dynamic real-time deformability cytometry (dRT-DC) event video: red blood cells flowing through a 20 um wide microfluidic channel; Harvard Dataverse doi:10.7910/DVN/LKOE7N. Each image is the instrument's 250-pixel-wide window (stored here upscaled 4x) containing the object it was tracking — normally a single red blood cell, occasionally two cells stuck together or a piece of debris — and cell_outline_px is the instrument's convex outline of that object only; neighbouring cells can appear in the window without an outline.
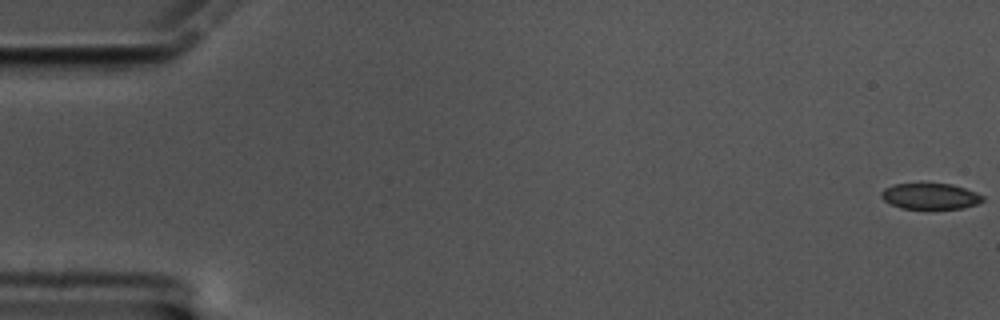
{"species": "common noctule bat (a hibernating species)", "species_latin": "Nyctalus noctula", "temperature_condition": "cold", "stored_images_in_passage": 60, "camera_frame_rate_fps": 3000, "um_per_image_px": 0.085, "animal": {"sex": "male", "body_mass_g": 17.5, "forearm_length_mm": 52.3}, "frame": {"image": 1, "passage_image": 1, "time_ms": 0.0, "image_size_px": [1000, 320], "cell_outline_px": [[984, 200], [976, 204], [964, 208], [900, 208], [884, 200], [880, 196], [880, 192], [884, 188], [892, 184], [952, 184], [976, 192], [984, 196]], "centroid_in_image_um": [79.06, 16.67], "position_along_channel_um": 5.9, "area_um2": 15.2}}
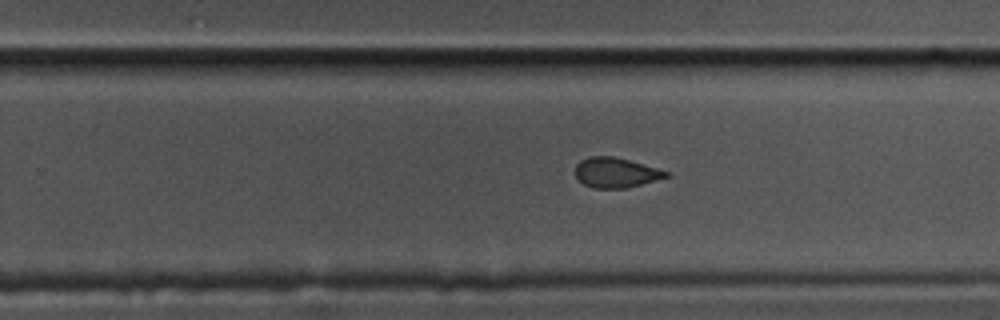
{"frame": {"image": 2, "passage_image": 38, "time_ms": 12.333, "image_size_px": [1000, 320], "cell_outline_px": [[672, 176], [624, 188], [592, 188], [584, 184], [576, 176], [576, 164], [580, 160], [588, 156], [612, 156], [628, 160], [656, 168], [668, 172]], "centroid_in_image_um": [52.32, 14.67], "position_along_channel_um": 277.5, "area_um2": 15.66}}
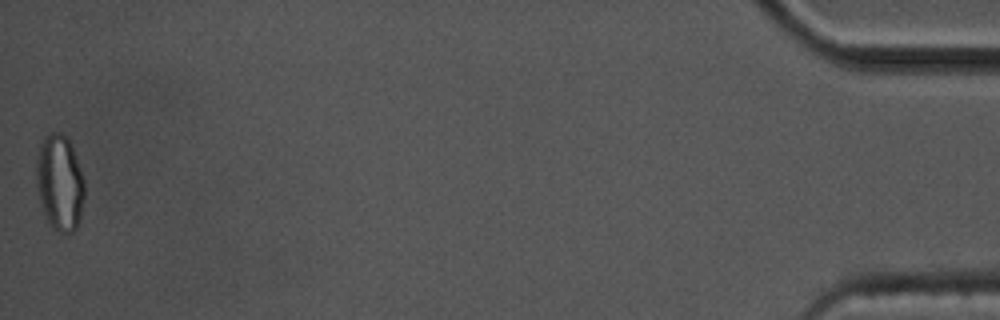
{"frame": {"image": 3, "passage_image": 60, "time_ms": 19.667, "image_size_px": [1000, 320], "cell_outline_px": [[84, 200], [80, 216], [76, 228], [68, 236], [52, 228], [48, 224], [36, 188], [36, 156], [40, 144], [44, 136], [52, 132], [60, 132], [68, 136], [80, 168], [84, 180]], "centroid_in_image_um": [5.06, 15.53], "position_along_channel_um": 430.1, "area_um2": 27.34}, "authors_computed_cell_mechanics": {"area_um2": 16.8198, "velocity_mm_per_s": 3.3922, "shape_relaxation_time_tau1_ms": null, "shape_relaxation_time_tau2_ms": 2.0851, "deformation_change_tau1": null, "deformation_change_tau2": 0.0674}}